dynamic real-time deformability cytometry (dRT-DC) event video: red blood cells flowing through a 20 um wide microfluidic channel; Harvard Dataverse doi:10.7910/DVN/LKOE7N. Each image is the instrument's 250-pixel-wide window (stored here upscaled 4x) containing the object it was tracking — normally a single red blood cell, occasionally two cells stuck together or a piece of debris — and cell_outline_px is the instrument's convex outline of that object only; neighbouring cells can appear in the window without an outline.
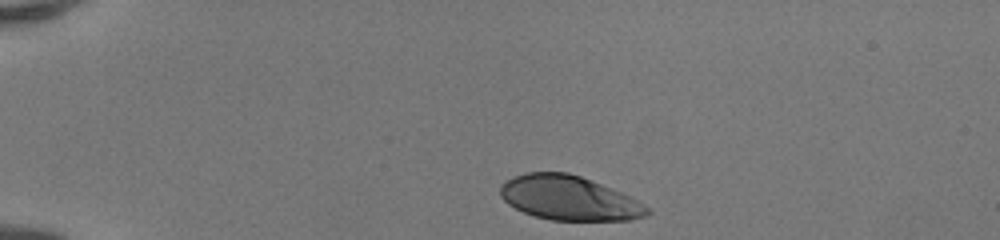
{"species": "human", "species_latin": "Homo sapiens", "temperature_condition": "room temperature", "stored_images_in_passage": 34, "camera_frame_rate_fps": 3000, "um_per_image_px": 0.085, "donor": {"sex": "female"}, "frame": {"image": 1, "passage_image": 1, "time_ms": 0.0, "image_size_px": [1000, 240], "cell_outline_px": [[652, 212], [648, 216], [632, 220], [552, 220], [536, 216], [524, 212], [508, 204], [500, 196], [500, 184], [516, 176], [528, 172], [568, 172], [580, 176], [620, 192], [636, 200], [648, 208]], "centroid_in_image_um": [48.36, 16.84], "position_along_channel_um": 36.6, "area_um2": 37.63}}
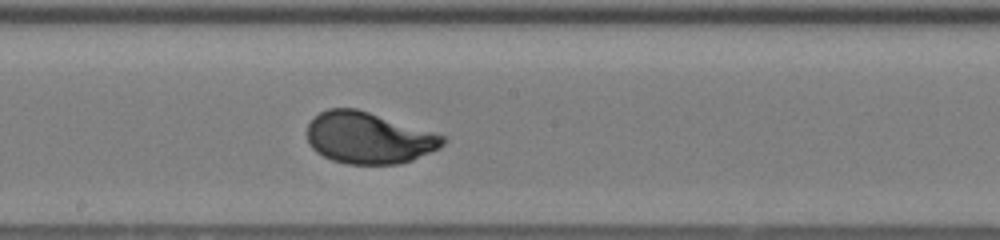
{"frame": {"image": 2, "passage_image": 19, "time_ms": 6.0, "image_size_px": [1000, 240], "cell_outline_px": [[448, 140], [440, 148], [412, 160], [400, 164], [348, 164], [332, 160], [316, 152], [308, 144], [308, 124], [320, 112], [328, 108], [356, 108], [432, 132], [444, 136]], "centroid_in_image_um": [31.33, 11.73], "position_along_channel_um": 216.9, "area_um2": 40.52}}
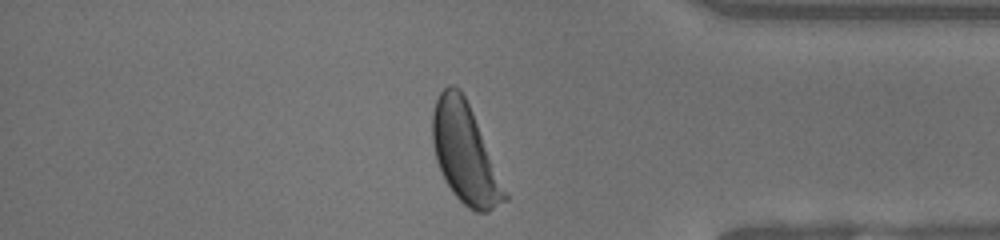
{"frame": {"image": 3, "passage_image": 33, "time_ms": 10.667, "image_size_px": [1000, 240], "cell_outline_px": [[508, 200], [488, 212], [476, 212], [468, 208], [452, 192], [436, 160], [432, 144], [432, 112], [436, 100], [440, 92], [448, 84], [452, 84], [460, 88], [472, 112], [508, 196]], "centroid_in_image_um": [39.5, 13.03], "position_along_channel_um": 395.7, "area_um2": 41.1}, "authors_computed_cell_mechanics": {"area_um2": 40.5467, "velocity_mm_per_s": 4.1372, "shape_relaxation_time_tau1_ms": 2.0671, "shape_relaxation_time_tau2_ms": null, "deformation_change_tau1": 0.1607, "deformation_change_tau2": null}}